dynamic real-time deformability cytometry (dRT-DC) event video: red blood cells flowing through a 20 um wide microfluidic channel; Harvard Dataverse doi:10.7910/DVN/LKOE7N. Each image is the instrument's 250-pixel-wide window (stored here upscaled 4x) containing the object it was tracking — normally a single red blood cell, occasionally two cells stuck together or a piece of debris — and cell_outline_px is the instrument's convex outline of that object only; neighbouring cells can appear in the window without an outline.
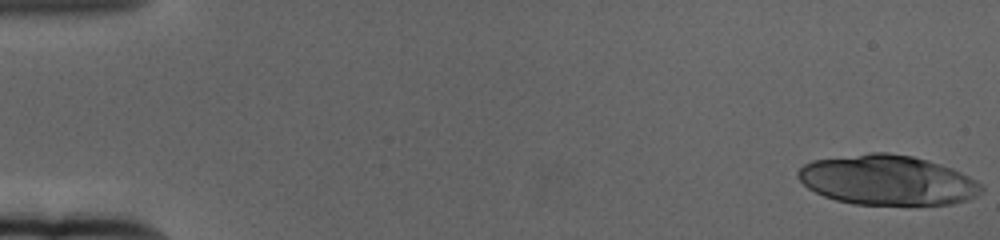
{"species": "human", "species_latin": "Homo sapiens", "temperature_condition": "cold", "stored_images_in_passage": 20, "camera_frame_rate_fps": 3000, "um_per_image_px": 0.085, "donor": {"sex": "female"}, "frame": {"image": 1, "passage_image": 1, "time_ms": 0.0, "image_size_px": [1000, 240], "cell_outline_px": [[984, 192], [968, 200], [952, 204], [852, 204], [836, 200], [824, 196], [808, 188], [796, 176], [796, 172], [804, 164], [812, 160], [868, 152], [888, 152], [912, 156], [928, 160], [952, 168], [976, 180], [984, 188]], "centroid_in_image_um": [75.43, 15.3], "position_along_channel_um": 9.6, "area_um2": 53.52}}
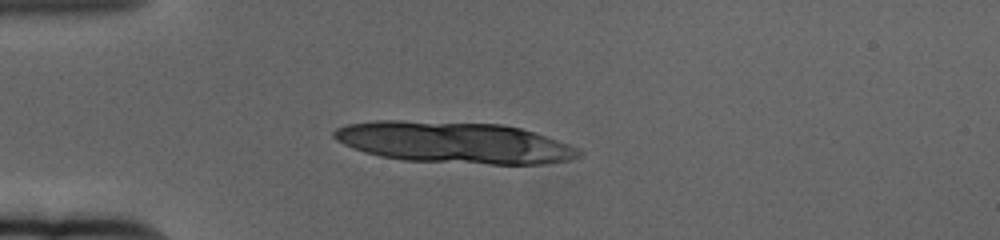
{"frame": {"image": 2, "passage_image": 16, "time_ms": 5.0, "image_size_px": [1000, 240], "cell_outline_px": [[584, 156], [572, 160], [548, 164], [488, 164], [404, 160], [380, 156], [364, 152], [352, 148], [336, 140], [332, 136], [332, 132], [336, 128], [344, 124], [376, 120], [400, 120], [500, 124], [520, 128], [580, 148], [584, 152]], "centroid_in_image_um": [38.61, 12.12], "position_along_channel_um": 46.4, "area_um2": 59.48}}